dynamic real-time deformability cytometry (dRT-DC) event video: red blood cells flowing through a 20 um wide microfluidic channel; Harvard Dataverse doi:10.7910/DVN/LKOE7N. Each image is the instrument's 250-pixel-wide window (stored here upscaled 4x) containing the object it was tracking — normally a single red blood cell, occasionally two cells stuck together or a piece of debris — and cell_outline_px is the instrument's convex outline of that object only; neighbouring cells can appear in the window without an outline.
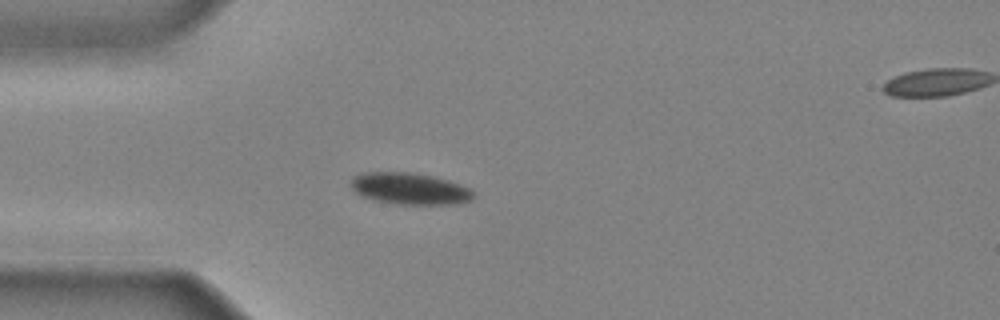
{"species": "common noctule bat (a hibernating species)", "species_latin": "Nyctalus noctula", "temperature_condition": "cold", "stored_images_in_passage": 42, "camera_frame_rate_fps": 3000, "um_per_image_px": 0.085, "animal": {"sex": "male", "body_mass_g": 20.4}, "frame": {"image": 1, "passage_image": 11, "time_ms": 3.333, "image_size_px": [1000, 320], "cell_outline_px": [[476, 196], [472, 200], [452, 204], [400, 204], [376, 200], [360, 196], [352, 188], [352, 176], [364, 172], [408, 172], [432, 176], [448, 180], [460, 184], [468, 188]], "centroid_in_image_um": [34.82, 16.03], "position_along_channel_um": 50.2, "area_um2": 22.43}}
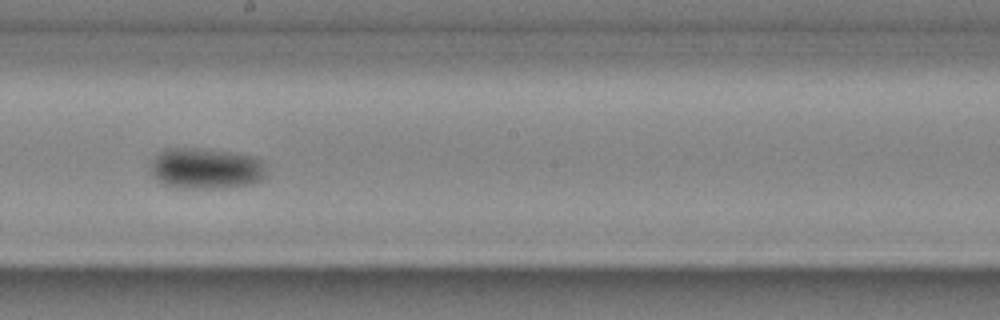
{"frame": {"image": 2, "passage_image": 24, "time_ms": 7.667, "image_size_px": [1000, 320], "cell_outline_px": [[268, 176], [264, 180], [248, 184], [220, 188], [180, 188], [164, 184], [156, 180], [152, 176], [152, 164], [156, 156], [160, 152], [168, 148], [200, 148], [228, 152], [252, 156], [264, 160]], "centroid_in_image_um": [17.56, 14.33], "position_along_channel_um": 230.6, "area_um2": 27.74}}
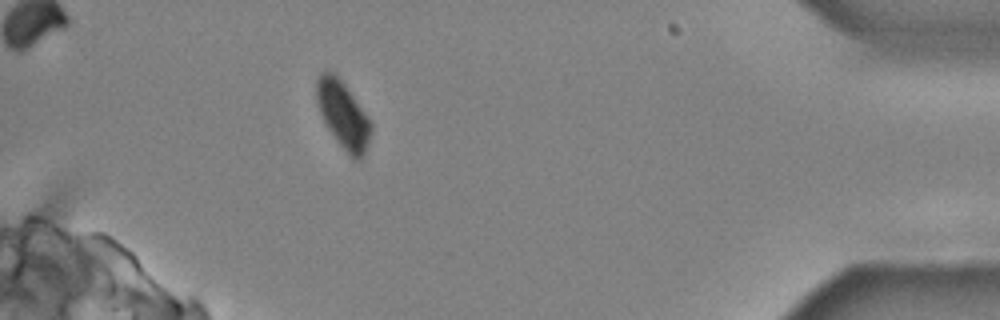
{"frame": {"image": 3, "passage_image": 39, "time_ms": 12.667, "image_size_px": [1000, 320], "cell_outline_px": [[372, 132], [364, 156], [360, 160], [352, 160], [348, 156], [336, 140], [328, 128], [320, 112], [316, 100], [316, 80], [320, 72], [332, 72], [344, 84], [368, 116], [372, 124]], "centroid_in_image_um": [29.18, 9.81], "position_along_channel_um": 406.0, "area_um2": 21.27}}